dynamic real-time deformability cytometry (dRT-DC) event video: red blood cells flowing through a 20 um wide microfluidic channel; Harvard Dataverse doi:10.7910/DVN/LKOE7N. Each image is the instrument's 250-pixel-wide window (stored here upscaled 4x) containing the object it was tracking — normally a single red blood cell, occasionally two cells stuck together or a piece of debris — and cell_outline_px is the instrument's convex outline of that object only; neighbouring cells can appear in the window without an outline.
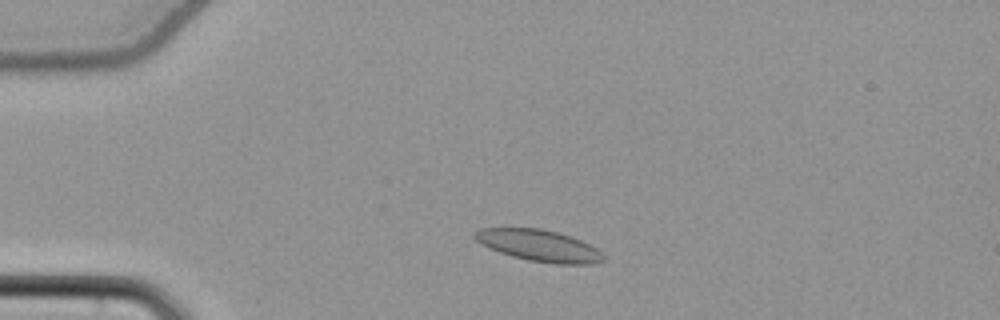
{"species": "common noctule bat (a hibernating species)", "species_latin": "Nyctalus noctula", "temperature_condition": "cold", "stored_images_in_passage": 47, "camera_frame_rate_fps": 3000, "um_per_image_px": 0.085, "animal": {"sex": "female", "body_mass_g": 22.7, "forearm_length_mm": 54.2}, "frame": {"image": 1, "passage_image": 6, "time_ms": 1.667, "image_size_px": [1000, 320], "cell_outline_px": [[604, 260], [592, 264], [556, 264], [528, 260], [512, 256], [500, 252], [480, 244], [472, 236], [480, 228], [540, 228], [556, 232], [580, 240], [596, 248], [604, 256]], "centroid_in_image_um": [45.79, 20.88], "position_along_channel_um": 39.2, "area_um2": 23.41}}
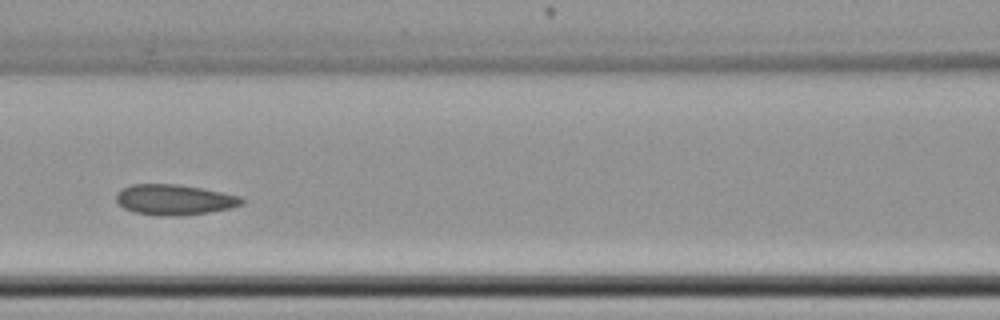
{"frame": {"image": 2, "passage_image": 18, "time_ms": 5.667, "image_size_px": [1000, 320], "cell_outline_px": [[244, 204], [228, 208], [208, 212], [176, 216], [160, 216], [136, 212], [124, 208], [116, 200], [116, 192], [132, 184], [176, 184], [200, 188], [240, 196], [244, 200]], "centroid_in_image_um": [14.8, 16.97], "position_along_channel_um": 151.8, "area_um2": 22.02}}
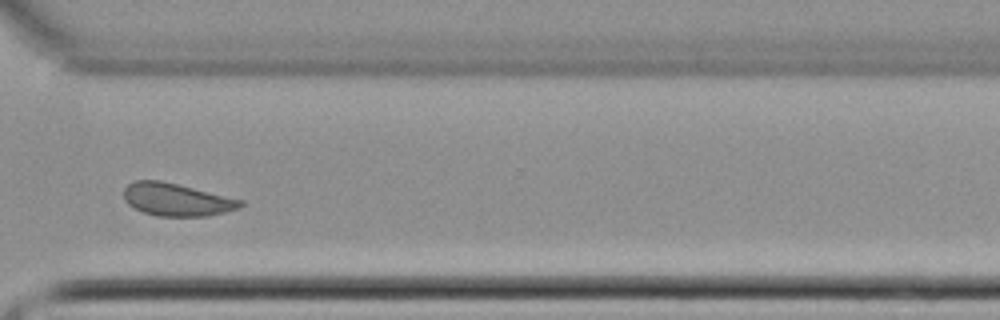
{"frame": {"image": 3, "passage_image": 34, "time_ms": 11.0, "image_size_px": [1000, 320], "cell_outline_px": [[244, 204], [240, 208], [208, 216], [156, 216], [144, 212], [128, 204], [124, 200], [124, 188], [128, 184], [136, 180], [160, 180], [244, 200]], "centroid_in_image_um": [15.02, 16.97], "position_along_channel_um": 355.6, "area_um2": 22.14}, "authors_computed_cell_mechanics": {"area_um2": 22.1374, "velocity_mm_per_s": 3.808, "shape_relaxation_time_tau1_ms": null, "shape_relaxation_time_tau2_ms": 1.7611, "deformation_change_tau1": null, "deformation_change_tau2": 0.082}}